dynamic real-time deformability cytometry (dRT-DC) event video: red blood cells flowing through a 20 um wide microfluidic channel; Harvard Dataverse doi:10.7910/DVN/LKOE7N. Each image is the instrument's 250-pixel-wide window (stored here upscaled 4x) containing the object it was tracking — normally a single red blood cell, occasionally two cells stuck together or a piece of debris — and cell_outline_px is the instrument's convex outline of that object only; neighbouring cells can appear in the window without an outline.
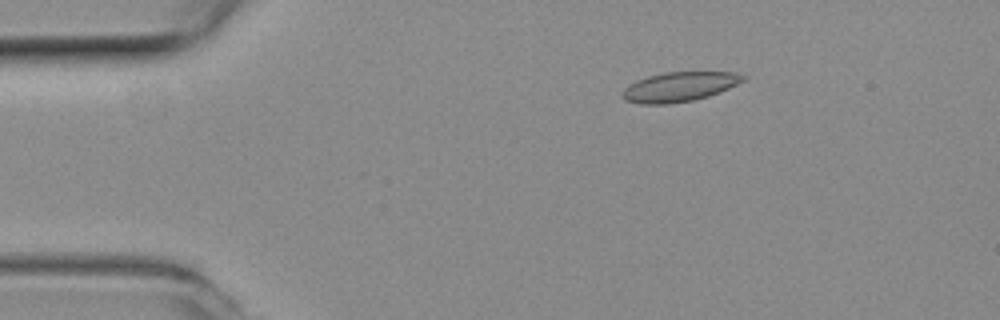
{"species": "common noctule bat (a hibernating species)", "species_latin": "Nyctalus noctula", "temperature_condition": "room temperature", "stored_images_in_passage": 45, "camera_frame_rate_fps": 3000, "um_per_image_px": 0.085, "animal": {"sex": "female", "body_mass_g": 19.3, "forearm_length_mm": 54.1}, "frame": {"image": 1, "passage_image": 2, "time_ms": 0.333, "image_size_px": [1000, 320], "cell_outline_px": [[748, 76], [744, 80], [720, 92], [708, 96], [692, 100], [668, 104], [640, 104], [624, 100], [624, 88], [628, 84], [648, 76], [664, 72], [732, 72]], "centroid_in_image_um": [57.74, 7.37], "position_along_channel_um": 27.3, "area_um2": 20.63}}
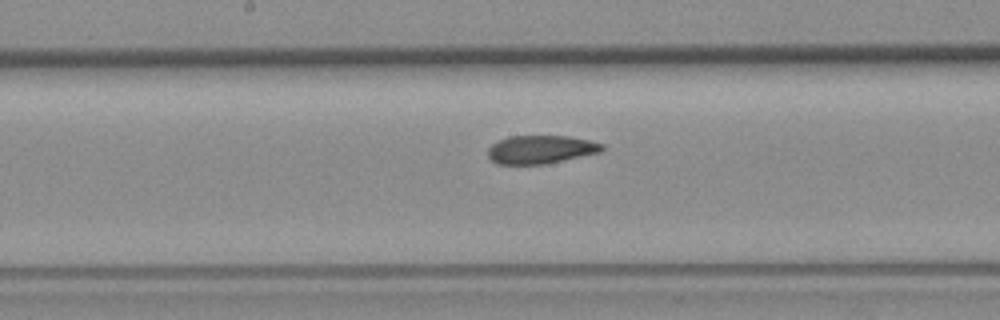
{"frame": {"image": 2, "passage_image": 20, "time_ms": 6.333, "image_size_px": [1000, 320], "cell_outline_px": [[604, 148], [600, 152], [544, 164], [496, 164], [488, 156], [488, 148], [492, 144], [508, 136], [568, 136], [588, 140], [604, 144]], "centroid_in_image_um": [45.94, 12.7], "position_along_channel_um": 202.3, "area_um2": 18.67}}
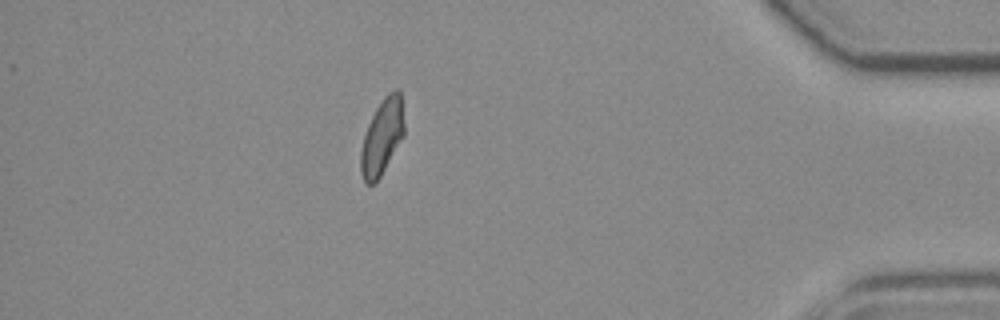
{"frame": {"image": 3, "passage_image": 39, "time_ms": 12.667, "image_size_px": [1000, 320], "cell_outline_px": [[404, 136], [380, 176], [372, 184], [364, 184], [360, 172], [360, 152], [364, 136], [368, 124], [376, 108], [384, 96], [388, 92], [396, 88], [400, 88], [404, 124]], "centroid_in_image_um": [32.47, 11.61], "position_along_channel_um": 402.7, "area_um2": 19.19}, "authors_computed_cell_mechanics": {"area_um2": 19.7098, "velocity_mm_per_s": 3.9231, "shape_relaxation_time_tau1_ms": null, "shape_relaxation_time_tau2_ms": 2.0909, "deformation_change_tau1": null, "deformation_change_tau2": 0.0853}}